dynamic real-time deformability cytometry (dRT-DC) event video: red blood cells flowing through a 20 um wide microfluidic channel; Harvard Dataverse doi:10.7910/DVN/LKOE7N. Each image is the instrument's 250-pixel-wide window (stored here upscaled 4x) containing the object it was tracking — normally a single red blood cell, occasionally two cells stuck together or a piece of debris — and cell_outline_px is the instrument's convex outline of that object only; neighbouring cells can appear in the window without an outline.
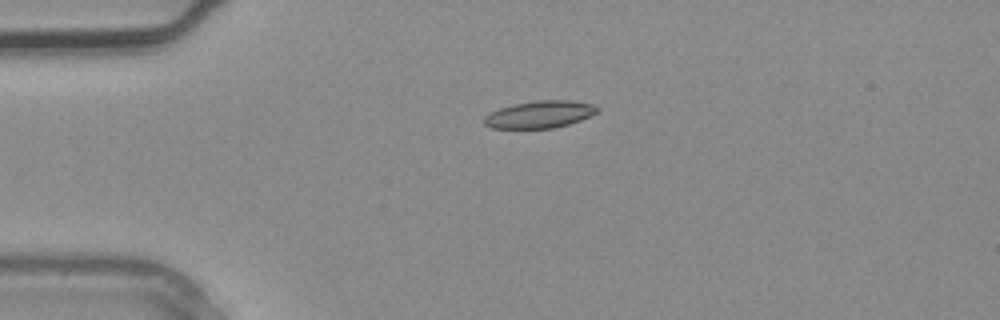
{"species": "common noctule bat (a hibernating species)", "species_latin": "Nyctalus noctula", "temperature_condition": "warm", "stored_images_in_passage": 3, "camera_frame_rate_fps": 3000, "um_per_image_px": 0.085, "animal": {"sex": "male", "body_mass_g": 20.4}, "frame": {"image": 1, "passage_image": 3, "time_ms": 0.667, "image_size_px": [1000, 320], "cell_outline_px": [[600, 108], [596, 112], [580, 120], [568, 124], [552, 128], [492, 128], [484, 124], [484, 116], [500, 108], [512, 104], [540, 100], [572, 100], [592, 104]], "centroid_in_image_um": [45.86, 9.72], "position_along_channel_um": 39.1, "area_um2": 17.74}}